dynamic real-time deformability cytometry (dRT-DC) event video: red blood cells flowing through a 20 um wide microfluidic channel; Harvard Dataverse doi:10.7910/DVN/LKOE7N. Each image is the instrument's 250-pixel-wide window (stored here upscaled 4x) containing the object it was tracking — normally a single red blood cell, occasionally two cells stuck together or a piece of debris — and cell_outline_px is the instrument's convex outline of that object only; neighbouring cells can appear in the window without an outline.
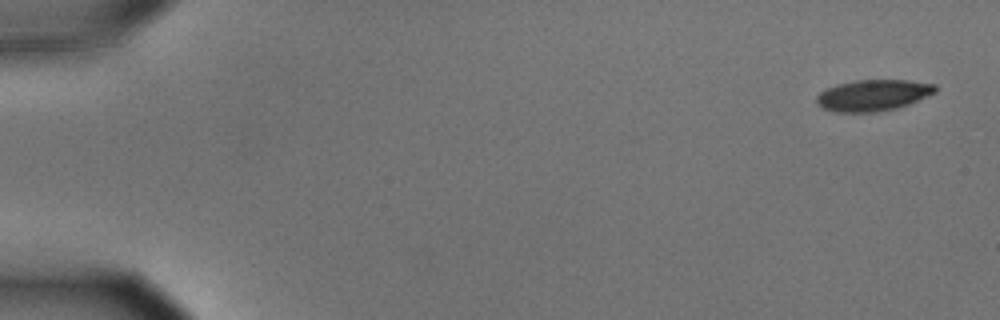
{"species": "common noctule bat (a hibernating species)", "species_latin": "Nyctalus noctula", "temperature_condition": "cold", "stored_images_in_passage": 55, "camera_frame_rate_fps": 3000, "um_per_image_px": 0.085, "animal": {"sex": "male", "body_mass_g": 15.6}, "frame": {"image": 1, "passage_image": 1, "time_ms": 0.0, "image_size_px": [1000, 320], "cell_outline_px": [[936, 92], [908, 104], [896, 108], [872, 112], [836, 112], [824, 108], [816, 104], [816, 96], [820, 92], [828, 88], [840, 84], [856, 80], [908, 80], [936, 84]], "centroid_in_image_um": [74.21, 8.09], "position_along_channel_um": 10.8, "area_um2": 21.39}}
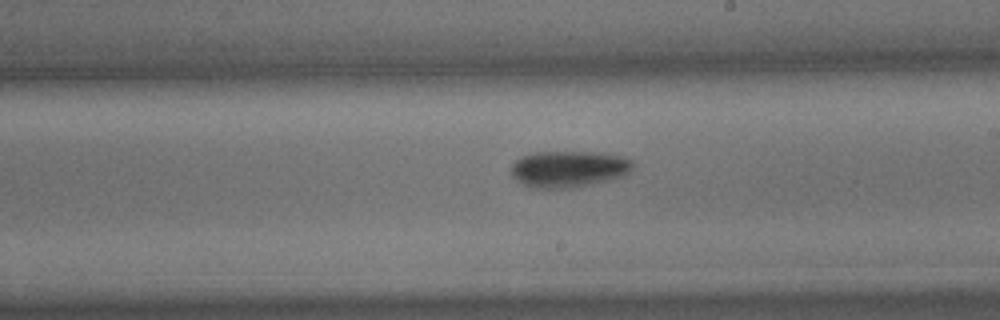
{"frame": {"image": 2, "passage_image": 32, "time_ms": 10.333, "image_size_px": [1000, 320], "cell_outline_px": [[636, 164], [624, 176], [576, 188], [528, 188], [516, 180], [512, 176], [512, 164], [520, 156], [536, 152], [604, 152], [624, 156], [632, 160]], "centroid_in_image_um": [48.36, 14.36], "position_along_channel_um": 240.6, "area_um2": 26.36}}
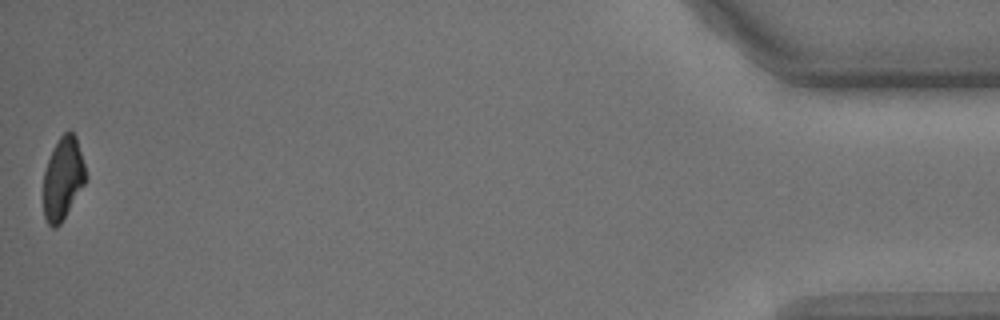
{"frame": {"image": 3, "passage_image": 55, "time_ms": 18.0, "image_size_px": [1000, 320], "cell_outline_px": [[88, 176], [84, 184], [60, 224], [56, 228], [52, 228], [48, 224], [44, 216], [44, 172], [48, 160], [60, 136], [68, 128], [76, 136]], "centroid_in_image_um": [5.36, 15.15], "position_along_channel_um": 429.8, "area_um2": 20.17}, "authors_computed_cell_mechanics": {"area_um2": 23.409, "velocity_mm_per_s": 3.5865, "shape_relaxation_time_tau1_ms": 4.6784, "shape_relaxation_time_tau2_ms": null, "deformation_change_tau1": 0.1408, "deformation_change_tau2": null}}